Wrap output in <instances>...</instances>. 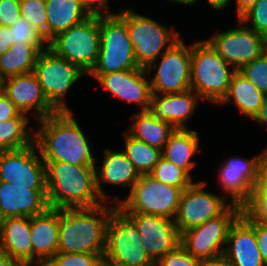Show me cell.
<instances>
[{
    "label": "cell",
    "mask_w": 267,
    "mask_h": 266,
    "mask_svg": "<svg viewBox=\"0 0 267 266\" xmlns=\"http://www.w3.org/2000/svg\"><path fill=\"white\" fill-rule=\"evenodd\" d=\"M149 175L164 184L179 187L182 191L194 183L193 179L183 169L178 168L164 157L159 160Z\"/></svg>",
    "instance_id": "33"
},
{
    "label": "cell",
    "mask_w": 267,
    "mask_h": 266,
    "mask_svg": "<svg viewBox=\"0 0 267 266\" xmlns=\"http://www.w3.org/2000/svg\"><path fill=\"white\" fill-rule=\"evenodd\" d=\"M208 4L213 8L214 10H221L226 8L227 4L230 2V0H207Z\"/></svg>",
    "instance_id": "51"
},
{
    "label": "cell",
    "mask_w": 267,
    "mask_h": 266,
    "mask_svg": "<svg viewBox=\"0 0 267 266\" xmlns=\"http://www.w3.org/2000/svg\"><path fill=\"white\" fill-rule=\"evenodd\" d=\"M182 190L179 187L164 184L149 174L141 175L132 187L127 198H113L115 205L123 213H140L175 219Z\"/></svg>",
    "instance_id": "7"
},
{
    "label": "cell",
    "mask_w": 267,
    "mask_h": 266,
    "mask_svg": "<svg viewBox=\"0 0 267 266\" xmlns=\"http://www.w3.org/2000/svg\"><path fill=\"white\" fill-rule=\"evenodd\" d=\"M32 263H47L58 252L59 209L30 218Z\"/></svg>",
    "instance_id": "22"
},
{
    "label": "cell",
    "mask_w": 267,
    "mask_h": 266,
    "mask_svg": "<svg viewBox=\"0 0 267 266\" xmlns=\"http://www.w3.org/2000/svg\"><path fill=\"white\" fill-rule=\"evenodd\" d=\"M98 266H127L124 264L116 263L112 260L107 259L105 256L101 257Z\"/></svg>",
    "instance_id": "52"
},
{
    "label": "cell",
    "mask_w": 267,
    "mask_h": 266,
    "mask_svg": "<svg viewBox=\"0 0 267 266\" xmlns=\"http://www.w3.org/2000/svg\"><path fill=\"white\" fill-rule=\"evenodd\" d=\"M223 256L232 266H265L254 229L239 216L231 225Z\"/></svg>",
    "instance_id": "21"
},
{
    "label": "cell",
    "mask_w": 267,
    "mask_h": 266,
    "mask_svg": "<svg viewBox=\"0 0 267 266\" xmlns=\"http://www.w3.org/2000/svg\"><path fill=\"white\" fill-rule=\"evenodd\" d=\"M47 42L90 16L80 0H46Z\"/></svg>",
    "instance_id": "26"
},
{
    "label": "cell",
    "mask_w": 267,
    "mask_h": 266,
    "mask_svg": "<svg viewBox=\"0 0 267 266\" xmlns=\"http://www.w3.org/2000/svg\"><path fill=\"white\" fill-rule=\"evenodd\" d=\"M199 135L195 130L175 129L162 151V157L183 169L192 179L191 170L195 161H191L199 149Z\"/></svg>",
    "instance_id": "28"
},
{
    "label": "cell",
    "mask_w": 267,
    "mask_h": 266,
    "mask_svg": "<svg viewBox=\"0 0 267 266\" xmlns=\"http://www.w3.org/2000/svg\"><path fill=\"white\" fill-rule=\"evenodd\" d=\"M20 14L47 41L46 0H20Z\"/></svg>",
    "instance_id": "34"
},
{
    "label": "cell",
    "mask_w": 267,
    "mask_h": 266,
    "mask_svg": "<svg viewBox=\"0 0 267 266\" xmlns=\"http://www.w3.org/2000/svg\"><path fill=\"white\" fill-rule=\"evenodd\" d=\"M37 122L40 129L34 131V142L43 161H63L74 166L96 165L87 136L72 111L56 112Z\"/></svg>",
    "instance_id": "1"
},
{
    "label": "cell",
    "mask_w": 267,
    "mask_h": 266,
    "mask_svg": "<svg viewBox=\"0 0 267 266\" xmlns=\"http://www.w3.org/2000/svg\"><path fill=\"white\" fill-rule=\"evenodd\" d=\"M48 48L59 57L90 74L96 66L100 48V15H90L48 42Z\"/></svg>",
    "instance_id": "6"
},
{
    "label": "cell",
    "mask_w": 267,
    "mask_h": 266,
    "mask_svg": "<svg viewBox=\"0 0 267 266\" xmlns=\"http://www.w3.org/2000/svg\"><path fill=\"white\" fill-rule=\"evenodd\" d=\"M15 117H28L14 105V103L0 89V121Z\"/></svg>",
    "instance_id": "43"
},
{
    "label": "cell",
    "mask_w": 267,
    "mask_h": 266,
    "mask_svg": "<svg viewBox=\"0 0 267 266\" xmlns=\"http://www.w3.org/2000/svg\"><path fill=\"white\" fill-rule=\"evenodd\" d=\"M258 0H235L236 14L239 19L247 10H249Z\"/></svg>",
    "instance_id": "47"
},
{
    "label": "cell",
    "mask_w": 267,
    "mask_h": 266,
    "mask_svg": "<svg viewBox=\"0 0 267 266\" xmlns=\"http://www.w3.org/2000/svg\"><path fill=\"white\" fill-rule=\"evenodd\" d=\"M1 91L27 115L34 109L37 121L58 112L47 100L33 72L10 77L1 82Z\"/></svg>",
    "instance_id": "20"
},
{
    "label": "cell",
    "mask_w": 267,
    "mask_h": 266,
    "mask_svg": "<svg viewBox=\"0 0 267 266\" xmlns=\"http://www.w3.org/2000/svg\"><path fill=\"white\" fill-rule=\"evenodd\" d=\"M123 136L125 149L122 152L140 175L149 174L162 158V150L133 138L126 131L123 132Z\"/></svg>",
    "instance_id": "31"
},
{
    "label": "cell",
    "mask_w": 267,
    "mask_h": 266,
    "mask_svg": "<svg viewBox=\"0 0 267 266\" xmlns=\"http://www.w3.org/2000/svg\"><path fill=\"white\" fill-rule=\"evenodd\" d=\"M145 68L123 70L108 74H89L113 96L126 102L137 103L141 111L151 108L152 91Z\"/></svg>",
    "instance_id": "18"
},
{
    "label": "cell",
    "mask_w": 267,
    "mask_h": 266,
    "mask_svg": "<svg viewBox=\"0 0 267 266\" xmlns=\"http://www.w3.org/2000/svg\"><path fill=\"white\" fill-rule=\"evenodd\" d=\"M49 208L47 186H14L0 181V220L33 217Z\"/></svg>",
    "instance_id": "19"
},
{
    "label": "cell",
    "mask_w": 267,
    "mask_h": 266,
    "mask_svg": "<svg viewBox=\"0 0 267 266\" xmlns=\"http://www.w3.org/2000/svg\"><path fill=\"white\" fill-rule=\"evenodd\" d=\"M265 97L266 95L263 92L236 70L231 77L228 92L219 104L233 101L241 114L253 120L258 114Z\"/></svg>",
    "instance_id": "29"
},
{
    "label": "cell",
    "mask_w": 267,
    "mask_h": 266,
    "mask_svg": "<svg viewBox=\"0 0 267 266\" xmlns=\"http://www.w3.org/2000/svg\"><path fill=\"white\" fill-rule=\"evenodd\" d=\"M171 2H175V3H179V4H183V5H193L194 3L198 2V0H169Z\"/></svg>",
    "instance_id": "53"
},
{
    "label": "cell",
    "mask_w": 267,
    "mask_h": 266,
    "mask_svg": "<svg viewBox=\"0 0 267 266\" xmlns=\"http://www.w3.org/2000/svg\"><path fill=\"white\" fill-rule=\"evenodd\" d=\"M253 120L258 123L267 125V96L265 97L258 114L255 116Z\"/></svg>",
    "instance_id": "49"
},
{
    "label": "cell",
    "mask_w": 267,
    "mask_h": 266,
    "mask_svg": "<svg viewBox=\"0 0 267 266\" xmlns=\"http://www.w3.org/2000/svg\"><path fill=\"white\" fill-rule=\"evenodd\" d=\"M240 216L254 229L262 260L267 266V224L253 221L243 210Z\"/></svg>",
    "instance_id": "42"
},
{
    "label": "cell",
    "mask_w": 267,
    "mask_h": 266,
    "mask_svg": "<svg viewBox=\"0 0 267 266\" xmlns=\"http://www.w3.org/2000/svg\"><path fill=\"white\" fill-rule=\"evenodd\" d=\"M103 152V163L99 172L96 171V189L102 200L106 202L108 197L103 191L101 183L128 186L131 191L141 175L122 151L116 152L105 148Z\"/></svg>",
    "instance_id": "25"
},
{
    "label": "cell",
    "mask_w": 267,
    "mask_h": 266,
    "mask_svg": "<svg viewBox=\"0 0 267 266\" xmlns=\"http://www.w3.org/2000/svg\"><path fill=\"white\" fill-rule=\"evenodd\" d=\"M20 16V0H0V25L11 27Z\"/></svg>",
    "instance_id": "41"
},
{
    "label": "cell",
    "mask_w": 267,
    "mask_h": 266,
    "mask_svg": "<svg viewBox=\"0 0 267 266\" xmlns=\"http://www.w3.org/2000/svg\"><path fill=\"white\" fill-rule=\"evenodd\" d=\"M15 266H31V263H17Z\"/></svg>",
    "instance_id": "55"
},
{
    "label": "cell",
    "mask_w": 267,
    "mask_h": 266,
    "mask_svg": "<svg viewBox=\"0 0 267 266\" xmlns=\"http://www.w3.org/2000/svg\"><path fill=\"white\" fill-rule=\"evenodd\" d=\"M10 29L13 36V44L48 45L43 35L21 16Z\"/></svg>",
    "instance_id": "36"
},
{
    "label": "cell",
    "mask_w": 267,
    "mask_h": 266,
    "mask_svg": "<svg viewBox=\"0 0 267 266\" xmlns=\"http://www.w3.org/2000/svg\"><path fill=\"white\" fill-rule=\"evenodd\" d=\"M80 2L90 15H102L104 12V15L113 14L106 8L107 0H80Z\"/></svg>",
    "instance_id": "44"
},
{
    "label": "cell",
    "mask_w": 267,
    "mask_h": 266,
    "mask_svg": "<svg viewBox=\"0 0 267 266\" xmlns=\"http://www.w3.org/2000/svg\"><path fill=\"white\" fill-rule=\"evenodd\" d=\"M238 21L242 26L217 33L207 40L235 70L266 52L263 35L256 33L239 19Z\"/></svg>",
    "instance_id": "14"
},
{
    "label": "cell",
    "mask_w": 267,
    "mask_h": 266,
    "mask_svg": "<svg viewBox=\"0 0 267 266\" xmlns=\"http://www.w3.org/2000/svg\"><path fill=\"white\" fill-rule=\"evenodd\" d=\"M200 266H232V265L223 255H221L217 258L201 260Z\"/></svg>",
    "instance_id": "48"
},
{
    "label": "cell",
    "mask_w": 267,
    "mask_h": 266,
    "mask_svg": "<svg viewBox=\"0 0 267 266\" xmlns=\"http://www.w3.org/2000/svg\"><path fill=\"white\" fill-rule=\"evenodd\" d=\"M198 99L201 100L192 89L174 94H152L150 110L175 129H188L185 122L195 113Z\"/></svg>",
    "instance_id": "23"
},
{
    "label": "cell",
    "mask_w": 267,
    "mask_h": 266,
    "mask_svg": "<svg viewBox=\"0 0 267 266\" xmlns=\"http://www.w3.org/2000/svg\"><path fill=\"white\" fill-rule=\"evenodd\" d=\"M33 74L39 81L47 100L58 112L71 111L63 98L85 73L47 47L38 55Z\"/></svg>",
    "instance_id": "11"
},
{
    "label": "cell",
    "mask_w": 267,
    "mask_h": 266,
    "mask_svg": "<svg viewBox=\"0 0 267 266\" xmlns=\"http://www.w3.org/2000/svg\"><path fill=\"white\" fill-rule=\"evenodd\" d=\"M235 71L207 40L191 45V89L201 100L219 104L228 92Z\"/></svg>",
    "instance_id": "4"
},
{
    "label": "cell",
    "mask_w": 267,
    "mask_h": 266,
    "mask_svg": "<svg viewBox=\"0 0 267 266\" xmlns=\"http://www.w3.org/2000/svg\"><path fill=\"white\" fill-rule=\"evenodd\" d=\"M127 31L140 68H147L180 39V33L133 9L126 10ZM167 44V45H166ZM166 46L165 51H162Z\"/></svg>",
    "instance_id": "8"
},
{
    "label": "cell",
    "mask_w": 267,
    "mask_h": 266,
    "mask_svg": "<svg viewBox=\"0 0 267 266\" xmlns=\"http://www.w3.org/2000/svg\"><path fill=\"white\" fill-rule=\"evenodd\" d=\"M17 262L10 255L0 249V266H15Z\"/></svg>",
    "instance_id": "50"
},
{
    "label": "cell",
    "mask_w": 267,
    "mask_h": 266,
    "mask_svg": "<svg viewBox=\"0 0 267 266\" xmlns=\"http://www.w3.org/2000/svg\"><path fill=\"white\" fill-rule=\"evenodd\" d=\"M238 71L267 96V51Z\"/></svg>",
    "instance_id": "35"
},
{
    "label": "cell",
    "mask_w": 267,
    "mask_h": 266,
    "mask_svg": "<svg viewBox=\"0 0 267 266\" xmlns=\"http://www.w3.org/2000/svg\"><path fill=\"white\" fill-rule=\"evenodd\" d=\"M13 45V36L10 27L0 25V56Z\"/></svg>",
    "instance_id": "46"
},
{
    "label": "cell",
    "mask_w": 267,
    "mask_h": 266,
    "mask_svg": "<svg viewBox=\"0 0 267 266\" xmlns=\"http://www.w3.org/2000/svg\"><path fill=\"white\" fill-rule=\"evenodd\" d=\"M157 70L149 78L152 94H174L191 89V47L179 39L162 55L159 64L154 61L147 68Z\"/></svg>",
    "instance_id": "12"
},
{
    "label": "cell",
    "mask_w": 267,
    "mask_h": 266,
    "mask_svg": "<svg viewBox=\"0 0 267 266\" xmlns=\"http://www.w3.org/2000/svg\"><path fill=\"white\" fill-rule=\"evenodd\" d=\"M206 182L193 183L182 191L174 223L179 234L221 215L231 204L225 195L205 191Z\"/></svg>",
    "instance_id": "13"
},
{
    "label": "cell",
    "mask_w": 267,
    "mask_h": 266,
    "mask_svg": "<svg viewBox=\"0 0 267 266\" xmlns=\"http://www.w3.org/2000/svg\"><path fill=\"white\" fill-rule=\"evenodd\" d=\"M252 193H267V150L264 152L260 163L258 183Z\"/></svg>",
    "instance_id": "45"
},
{
    "label": "cell",
    "mask_w": 267,
    "mask_h": 266,
    "mask_svg": "<svg viewBox=\"0 0 267 266\" xmlns=\"http://www.w3.org/2000/svg\"><path fill=\"white\" fill-rule=\"evenodd\" d=\"M29 117H15L0 121V149L19 150L34 143V132L27 129Z\"/></svg>",
    "instance_id": "32"
},
{
    "label": "cell",
    "mask_w": 267,
    "mask_h": 266,
    "mask_svg": "<svg viewBox=\"0 0 267 266\" xmlns=\"http://www.w3.org/2000/svg\"><path fill=\"white\" fill-rule=\"evenodd\" d=\"M131 119L134 121L126 132L133 138L162 151L175 131L171 124L157 118L150 109L134 113Z\"/></svg>",
    "instance_id": "27"
},
{
    "label": "cell",
    "mask_w": 267,
    "mask_h": 266,
    "mask_svg": "<svg viewBox=\"0 0 267 266\" xmlns=\"http://www.w3.org/2000/svg\"><path fill=\"white\" fill-rule=\"evenodd\" d=\"M34 142L19 150L2 151L0 154V181L14 186H46V166Z\"/></svg>",
    "instance_id": "15"
},
{
    "label": "cell",
    "mask_w": 267,
    "mask_h": 266,
    "mask_svg": "<svg viewBox=\"0 0 267 266\" xmlns=\"http://www.w3.org/2000/svg\"><path fill=\"white\" fill-rule=\"evenodd\" d=\"M242 210L253 221L267 224V193H252Z\"/></svg>",
    "instance_id": "40"
},
{
    "label": "cell",
    "mask_w": 267,
    "mask_h": 266,
    "mask_svg": "<svg viewBox=\"0 0 267 266\" xmlns=\"http://www.w3.org/2000/svg\"><path fill=\"white\" fill-rule=\"evenodd\" d=\"M266 150L267 147L260 155L247 160L231 157L220 166L219 183L222 191L232 198L231 204L243 208L250 200L252 190L258 183L259 167Z\"/></svg>",
    "instance_id": "16"
},
{
    "label": "cell",
    "mask_w": 267,
    "mask_h": 266,
    "mask_svg": "<svg viewBox=\"0 0 267 266\" xmlns=\"http://www.w3.org/2000/svg\"><path fill=\"white\" fill-rule=\"evenodd\" d=\"M263 39H264V45H265V48H266V51H267V32H266V34L263 36Z\"/></svg>",
    "instance_id": "54"
},
{
    "label": "cell",
    "mask_w": 267,
    "mask_h": 266,
    "mask_svg": "<svg viewBox=\"0 0 267 266\" xmlns=\"http://www.w3.org/2000/svg\"><path fill=\"white\" fill-rule=\"evenodd\" d=\"M201 260L194 258L180 244L172 251L160 257L155 266H200Z\"/></svg>",
    "instance_id": "39"
},
{
    "label": "cell",
    "mask_w": 267,
    "mask_h": 266,
    "mask_svg": "<svg viewBox=\"0 0 267 266\" xmlns=\"http://www.w3.org/2000/svg\"><path fill=\"white\" fill-rule=\"evenodd\" d=\"M242 208L231 204L221 215L180 234V245L194 258L205 260L223 255L231 225Z\"/></svg>",
    "instance_id": "9"
},
{
    "label": "cell",
    "mask_w": 267,
    "mask_h": 266,
    "mask_svg": "<svg viewBox=\"0 0 267 266\" xmlns=\"http://www.w3.org/2000/svg\"><path fill=\"white\" fill-rule=\"evenodd\" d=\"M49 208H91L104 203L96 189V166L44 161Z\"/></svg>",
    "instance_id": "3"
},
{
    "label": "cell",
    "mask_w": 267,
    "mask_h": 266,
    "mask_svg": "<svg viewBox=\"0 0 267 266\" xmlns=\"http://www.w3.org/2000/svg\"><path fill=\"white\" fill-rule=\"evenodd\" d=\"M138 68L127 31L126 10L100 15L99 57L90 74H108Z\"/></svg>",
    "instance_id": "5"
},
{
    "label": "cell",
    "mask_w": 267,
    "mask_h": 266,
    "mask_svg": "<svg viewBox=\"0 0 267 266\" xmlns=\"http://www.w3.org/2000/svg\"><path fill=\"white\" fill-rule=\"evenodd\" d=\"M117 207L59 209L58 252L105 255L107 224Z\"/></svg>",
    "instance_id": "2"
},
{
    "label": "cell",
    "mask_w": 267,
    "mask_h": 266,
    "mask_svg": "<svg viewBox=\"0 0 267 266\" xmlns=\"http://www.w3.org/2000/svg\"><path fill=\"white\" fill-rule=\"evenodd\" d=\"M36 266H49V264L48 263H36Z\"/></svg>",
    "instance_id": "56"
},
{
    "label": "cell",
    "mask_w": 267,
    "mask_h": 266,
    "mask_svg": "<svg viewBox=\"0 0 267 266\" xmlns=\"http://www.w3.org/2000/svg\"><path fill=\"white\" fill-rule=\"evenodd\" d=\"M100 259L97 254L57 252L47 263L49 266H98Z\"/></svg>",
    "instance_id": "38"
},
{
    "label": "cell",
    "mask_w": 267,
    "mask_h": 266,
    "mask_svg": "<svg viewBox=\"0 0 267 266\" xmlns=\"http://www.w3.org/2000/svg\"><path fill=\"white\" fill-rule=\"evenodd\" d=\"M239 20L247 22V27L264 36L267 32V0H258Z\"/></svg>",
    "instance_id": "37"
},
{
    "label": "cell",
    "mask_w": 267,
    "mask_h": 266,
    "mask_svg": "<svg viewBox=\"0 0 267 266\" xmlns=\"http://www.w3.org/2000/svg\"><path fill=\"white\" fill-rule=\"evenodd\" d=\"M47 47L48 45L13 44L0 56V82L10 77L33 72L38 55Z\"/></svg>",
    "instance_id": "30"
},
{
    "label": "cell",
    "mask_w": 267,
    "mask_h": 266,
    "mask_svg": "<svg viewBox=\"0 0 267 266\" xmlns=\"http://www.w3.org/2000/svg\"><path fill=\"white\" fill-rule=\"evenodd\" d=\"M135 225L148 256L156 262L180 244L174 220L155 215L124 213Z\"/></svg>",
    "instance_id": "17"
},
{
    "label": "cell",
    "mask_w": 267,
    "mask_h": 266,
    "mask_svg": "<svg viewBox=\"0 0 267 266\" xmlns=\"http://www.w3.org/2000/svg\"><path fill=\"white\" fill-rule=\"evenodd\" d=\"M104 256L127 266H155L142 245L136 225L118 207L107 224Z\"/></svg>",
    "instance_id": "10"
},
{
    "label": "cell",
    "mask_w": 267,
    "mask_h": 266,
    "mask_svg": "<svg viewBox=\"0 0 267 266\" xmlns=\"http://www.w3.org/2000/svg\"><path fill=\"white\" fill-rule=\"evenodd\" d=\"M30 218L9 217L0 220V249L17 263L32 264Z\"/></svg>",
    "instance_id": "24"
}]
</instances>
